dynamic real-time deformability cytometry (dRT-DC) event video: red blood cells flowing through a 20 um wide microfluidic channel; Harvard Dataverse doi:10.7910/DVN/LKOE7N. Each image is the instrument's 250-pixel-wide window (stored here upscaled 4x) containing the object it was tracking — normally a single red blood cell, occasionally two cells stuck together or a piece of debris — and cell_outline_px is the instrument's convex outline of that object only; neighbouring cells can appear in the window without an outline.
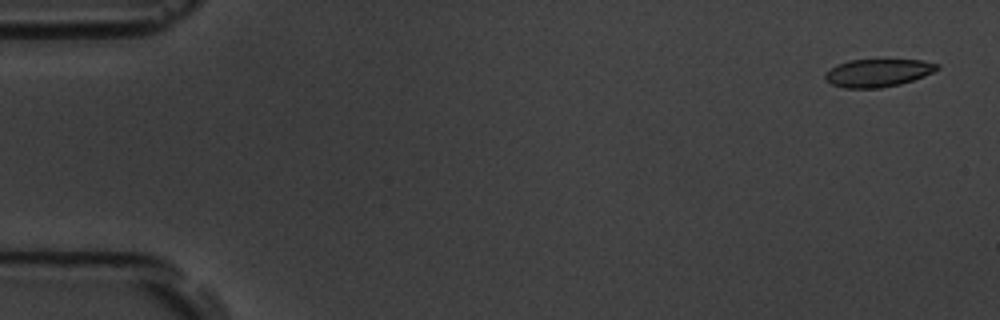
{"species": "common noctule bat (a hibernating species)", "species_latin": "Nyctalus noctula", "temperature_condition": "room temperature", "stored_images_in_passage": 5, "camera_frame_rate_fps": 3000, "um_per_image_px": 0.085, "animal": {"sex": "male", "body_mass_g": 19.5, "forearm_length_mm": 54.6}, "frame": {"image": 1, "passage_image": 1, "time_ms": 0.0, "image_size_px": [1000, 320], "cell_outline_px": [[940, 68], [924, 76], [900, 84], [880, 88], [844, 88], [832, 84], [824, 80], [824, 76], [836, 64], [848, 60], [920, 60], [940, 64]], "centroid_in_image_um": [74.61, 6.19], "position_along_channel_um": 10.4, "area_um2": 18.09}}